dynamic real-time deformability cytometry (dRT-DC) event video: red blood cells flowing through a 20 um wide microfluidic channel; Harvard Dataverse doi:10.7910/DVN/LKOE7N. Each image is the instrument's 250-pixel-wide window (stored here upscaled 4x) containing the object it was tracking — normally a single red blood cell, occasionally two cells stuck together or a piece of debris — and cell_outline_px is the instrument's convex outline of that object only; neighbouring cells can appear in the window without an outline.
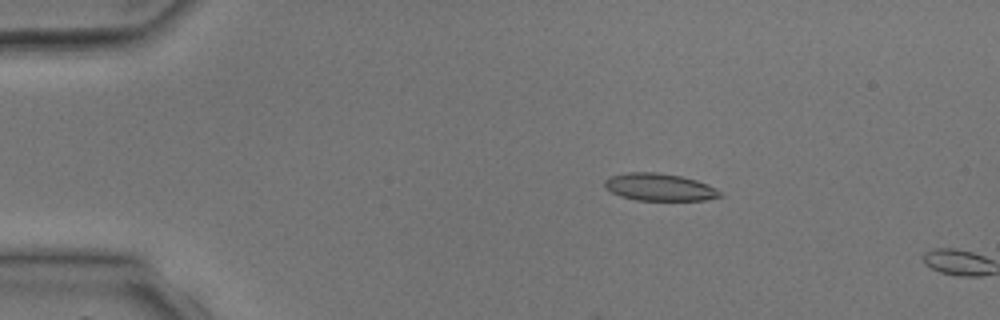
{"species": "common noctule bat (a hibernating species)", "species_latin": "Nyctalus noctula", "temperature_condition": "room temperature", "stored_images_in_passage": 3, "camera_frame_rate_fps": 3000, "um_per_image_px": 0.085, "animal": {"sex": "male", "body_mass_g": 17.9, "forearm_length_mm": 54.2}, "frame": {"image": 1, "passage_image": 2, "time_ms": 1.333, "image_size_px": [1000, 320], "cell_outline_px": [[724, 196], [704, 200], [636, 200], [620, 196], [604, 188], [604, 180], [612, 176], [628, 172], [656, 172], [680, 176], [696, 180], [708, 184], [716, 188]], "centroid_in_image_um": [56.05, 15.91], "position_along_channel_um": 28.9, "area_um2": 18.38}}